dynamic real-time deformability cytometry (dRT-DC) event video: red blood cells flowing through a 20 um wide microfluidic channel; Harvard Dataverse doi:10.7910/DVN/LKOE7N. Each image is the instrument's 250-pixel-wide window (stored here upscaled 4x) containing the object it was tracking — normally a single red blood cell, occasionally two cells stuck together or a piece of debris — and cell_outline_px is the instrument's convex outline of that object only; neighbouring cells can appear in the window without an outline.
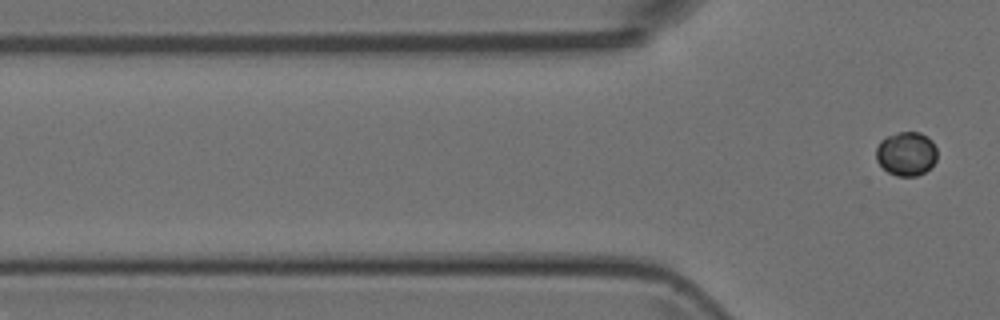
{"species": "Egyptian fruit bat (a non-hibernating species)", "species_latin": "Rousettus aegyptiacus", "temperature_condition": "room temperature", "stored_images_in_passage": 6, "camera_frame_rate_fps": 3000, "um_per_image_px": 0.085, "animal": {"sex": "female"}, "frame": {"image": 1, "passage_image": 6, "time_ms": 6.667, "image_size_px": [1000, 320], "cell_outline_px": [[936, 160], [924, 172], [916, 176], [896, 176], [888, 172], [876, 160], [876, 148], [880, 140], [888, 136], [900, 132], [920, 132], [928, 136], [932, 140], [936, 148]], "centroid_in_image_um": [77.03, 13.05], "position_along_channel_um": 48.8, "area_um2": 15.61}}